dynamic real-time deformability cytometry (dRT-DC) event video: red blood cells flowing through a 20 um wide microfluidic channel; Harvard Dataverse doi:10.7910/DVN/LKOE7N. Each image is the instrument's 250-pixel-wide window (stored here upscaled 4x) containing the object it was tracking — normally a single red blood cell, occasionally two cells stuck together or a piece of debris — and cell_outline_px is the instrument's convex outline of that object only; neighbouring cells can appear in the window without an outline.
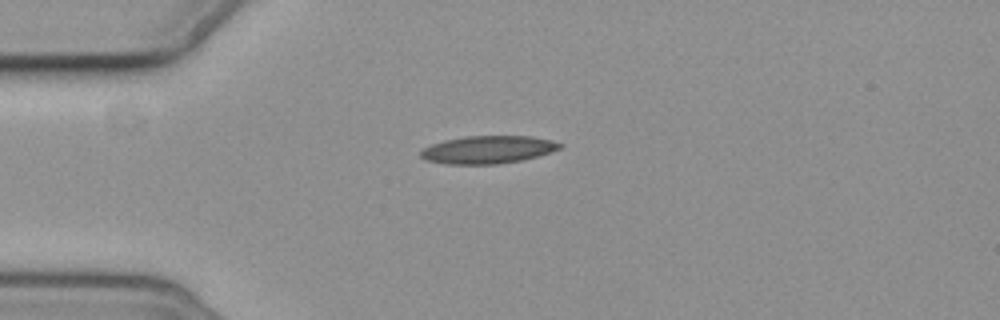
{"species": "common noctule bat (a hibernating species)", "species_latin": "Nyctalus noctula", "temperature_condition": "cold", "stored_images_in_passage": 6, "camera_frame_rate_fps": 3000, "um_per_image_px": 0.085, "animal": {"sex": "female", "body_mass_g": 19.3, "forearm_length_mm": 54.1}, "frame": {"image": 1, "passage_image": 6, "time_ms": 6.667, "image_size_px": [1000, 320], "cell_outline_px": [[564, 144], [560, 148], [524, 160], [496, 164], [444, 164], [424, 160], [420, 156], [420, 152], [424, 148], [432, 144], [444, 140], [464, 136], [532, 136]], "centroid_in_image_um": [41.42, 12.72], "position_along_channel_um": 43.6, "area_um2": 22.43}}